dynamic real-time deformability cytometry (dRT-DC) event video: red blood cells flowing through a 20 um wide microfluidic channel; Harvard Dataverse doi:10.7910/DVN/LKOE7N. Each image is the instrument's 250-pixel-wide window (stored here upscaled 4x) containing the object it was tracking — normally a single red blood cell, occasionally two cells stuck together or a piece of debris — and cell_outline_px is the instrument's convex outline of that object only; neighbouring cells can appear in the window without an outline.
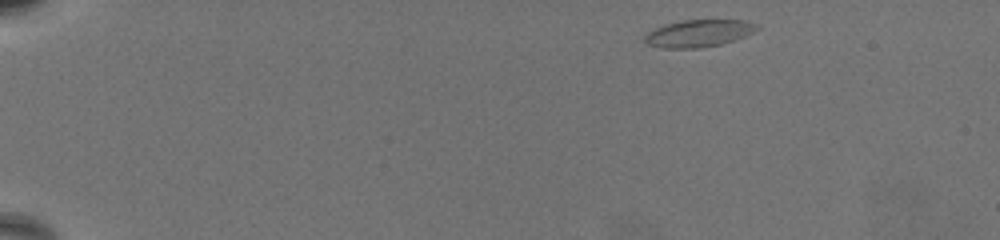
{"species": "common noctule bat (a hibernating species)", "species_latin": "Nyctalus noctula", "temperature_condition": "warm", "stored_images_in_passage": 58, "camera_frame_rate_fps": 3000, "um_per_image_px": 0.085, "animal": {"sex": "female", "body_mass_g": 19.5, "forearm_length_mm": 54.1}, "frame": {"image": 1, "passage_image": 1, "time_ms": 0.0, "image_size_px": [1000, 240], "cell_outline_px": [[760, 28], [744, 36], [720, 44], [700, 48], [664, 48], [648, 44], [644, 40], [644, 32], [664, 24], [680, 20], [744, 20], [760, 24]], "centroid_in_image_um": [59.35, 2.82], "position_along_channel_um": 25.7, "area_um2": 17.92}}
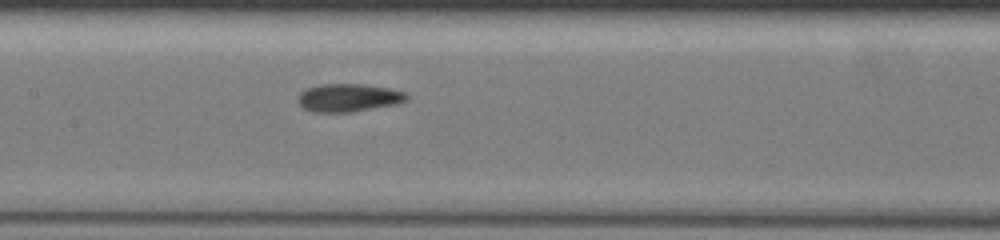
{"frame": {"image": 2, "passage_image": 27, "time_ms": 8.667, "image_size_px": [1000, 240], "cell_outline_px": [[408, 100], [400, 104], [352, 112], [312, 112], [304, 108], [296, 100], [300, 92], [308, 88], [320, 84], [364, 84], [388, 88], [404, 92], [408, 96]], "centroid_in_image_um": [29.64, 8.31], "position_along_channel_um": 177.8, "area_um2": 17.92}}
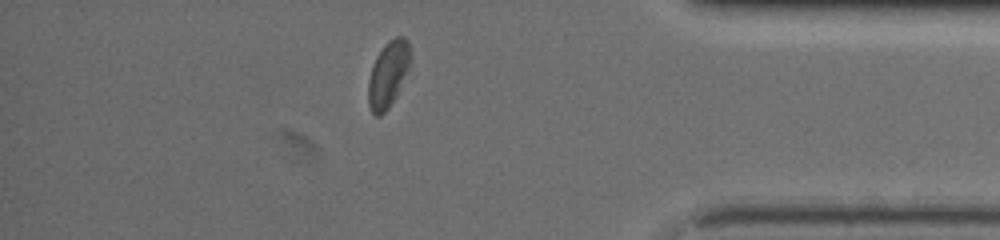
{"frame": {"image": 3, "passage_image": 50, "time_ms": 16.333, "image_size_px": [1000, 240], "cell_outline_px": [[412, 60], [396, 96], [388, 108], [380, 116], [376, 116], [372, 112], [368, 104], [368, 80], [372, 64], [376, 56], [384, 44], [388, 40], [396, 36], [404, 36], [408, 40], [412, 52]], "centroid_in_image_um": [33.01, 6.25], "position_along_channel_um": 402.2, "area_um2": 16.53}, "authors_computed_cell_mechanics": {"area_um2": 17.4267, "velocity_mm_per_s": 3.2125, "shape_relaxation_time_tau1_ms": 3.579, "shape_relaxation_time_tau2_ms": 1.9708, "deformation_change_tau1": 0.1085, "deformation_change_tau2": 0.072}}